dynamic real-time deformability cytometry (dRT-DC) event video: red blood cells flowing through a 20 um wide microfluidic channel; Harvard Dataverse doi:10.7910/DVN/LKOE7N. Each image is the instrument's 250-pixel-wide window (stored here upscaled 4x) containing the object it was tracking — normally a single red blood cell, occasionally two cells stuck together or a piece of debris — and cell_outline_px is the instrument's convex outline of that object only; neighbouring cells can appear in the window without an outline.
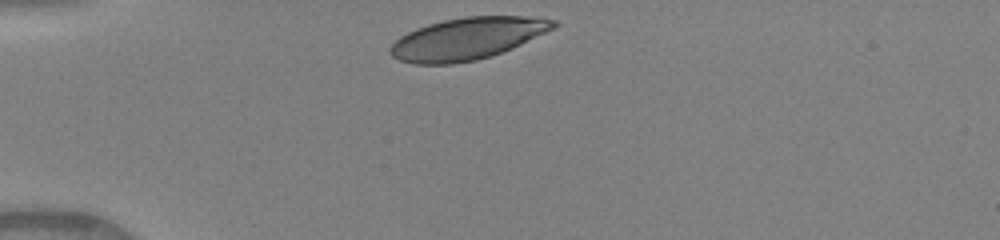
{"species": "human", "species_latin": "Homo sapiens", "temperature_condition": "warm", "stored_images_in_passage": 30, "camera_frame_rate_fps": 3000, "um_per_image_px": 0.085, "donor": {"sex": "female"}, "frame": {"image": 1, "passage_image": 1, "time_ms": 0.0, "image_size_px": [1000, 240], "cell_outline_px": [[560, 24], [512, 48], [476, 60], [452, 64], [416, 64], [400, 60], [392, 56], [388, 52], [388, 48], [400, 36], [416, 28], [428, 24], [444, 20], [464, 16], [540, 16], [556, 20]], "centroid_in_image_um": [39.7, 3.27], "position_along_channel_um": 45.3, "area_um2": 39.77}}
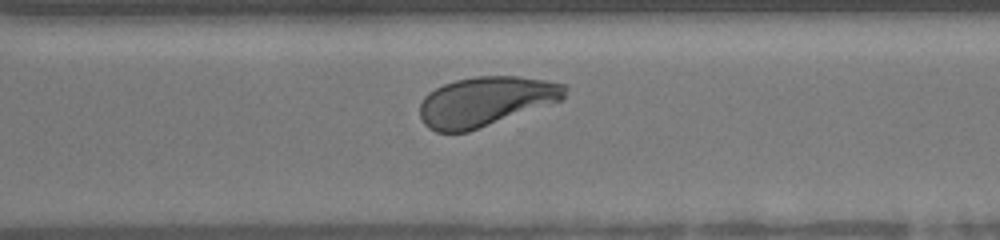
{"frame": {"image": 2, "passage_image": 24, "time_ms": 7.667, "image_size_px": [1000, 240], "cell_outline_px": [[568, 88], [564, 96], [560, 100], [468, 132], [436, 132], [428, 128], [424, 124], [420, 116], [420, 104], [424, 96], [428, 92], [444, 84], [456, 80], [476, 76], [520, 76], [568, 84]], "centroid_in_image_um": [41.25, 8.61], "position_along_channel_um": 329.3, "area_um2": 41.67}}
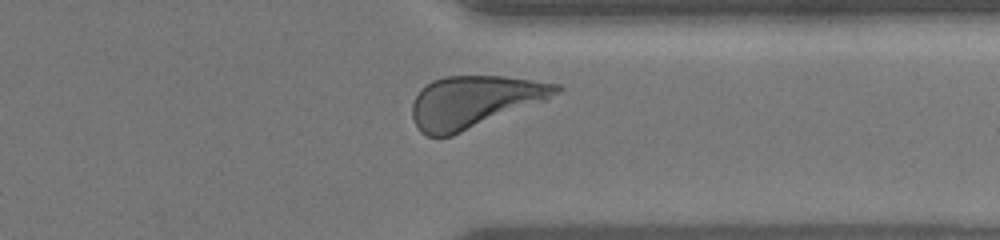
{"frame": {"image": 3, "passage_image": 27, "time_ms": 8.667, "image_size_px": [1000, 240], "cell_outline_px": [[564, 88], [560, 92], [544, 100], [452, 136], [428, 136], [420, 132], [412, 116], [412, 104], [416, 96], [432, 80], [444, 76], [504, 76], [560, 84]], "centroid_in_image_um": [40.3, 8.64], "position_along_channel_um": 371.1, "area_um2": 43.0}, "authors_computed_cell_mechanics": {"area_um2": 42.0206, "velocity_mm_per_s": 4.1158, "shape_relaxation_time_tau1_ms": 2.1124, "shape_relaxation_time_tau2_ms": null, "deformation_change_tau1": 0.1558, "deformation_change_tau2": null}}